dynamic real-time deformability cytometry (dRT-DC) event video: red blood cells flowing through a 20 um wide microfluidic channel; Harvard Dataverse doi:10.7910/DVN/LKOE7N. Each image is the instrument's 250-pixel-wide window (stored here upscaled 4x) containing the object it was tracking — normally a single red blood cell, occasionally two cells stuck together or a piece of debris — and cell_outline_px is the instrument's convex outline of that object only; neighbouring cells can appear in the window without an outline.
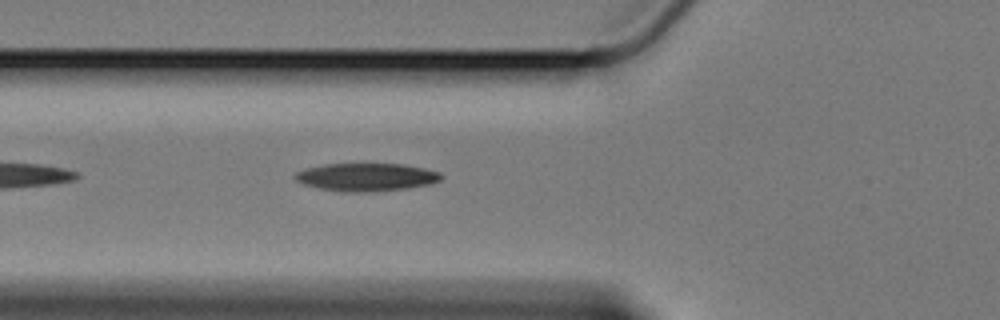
{"species": "Egyptian fruit bat (a non-hibernating species)", "species_latin": "Rousettus aegyptiacus", "temperature_condition": "cold", "stored_images_in_passage": 17, "camera_frame_rate_fps": 3000, "um_per_image_px": 0.085, "animal": {"sex": "female"}, "frame": {"image": 1, "passage_image": 6, "time_ms": 1.667, "image_size_px": [1000, 320], "cell_outline_px": [[444, 176], [440, 180], [428, 184], [408, 188], [372, 192], [340, 192], [320, 188], [304, 184], [296, 180], [292, 176], [296, 172], [304, 168], [324, 164], [364, 160], [404, 164], [424, 168], [440, 172]], "centroid_in_image_um": [31.11, 15.0], "position_along_channel_um": 94.7, "area_um2": 25.09}}
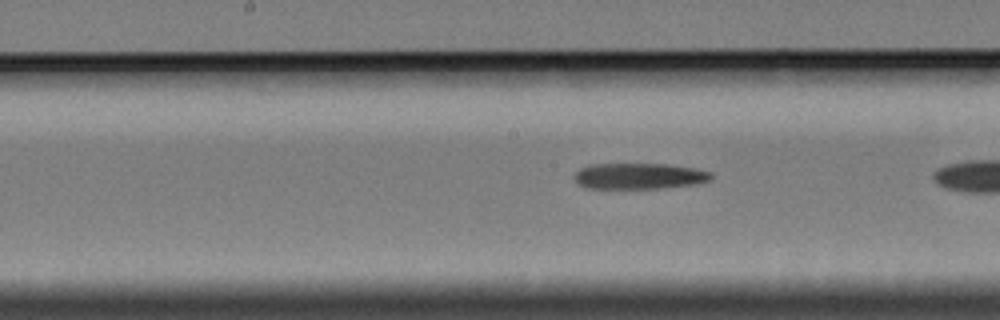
{"frame": {"image": 2, "passage_image": 12, "time_ms": 3.667, "image_size_px": [1000, 320], "cell_outline_px": [[712, 180], [700, 184], [664, 188], [584, 188], [576, 184], [572, 176], [580, 168], [588, 164], [664, 164], [692, 168], [712, 172]], "centroid_in_image_um": [54.3, 14.97], "position_along_channel_um": 193.9, "area_um2": 21.04}}